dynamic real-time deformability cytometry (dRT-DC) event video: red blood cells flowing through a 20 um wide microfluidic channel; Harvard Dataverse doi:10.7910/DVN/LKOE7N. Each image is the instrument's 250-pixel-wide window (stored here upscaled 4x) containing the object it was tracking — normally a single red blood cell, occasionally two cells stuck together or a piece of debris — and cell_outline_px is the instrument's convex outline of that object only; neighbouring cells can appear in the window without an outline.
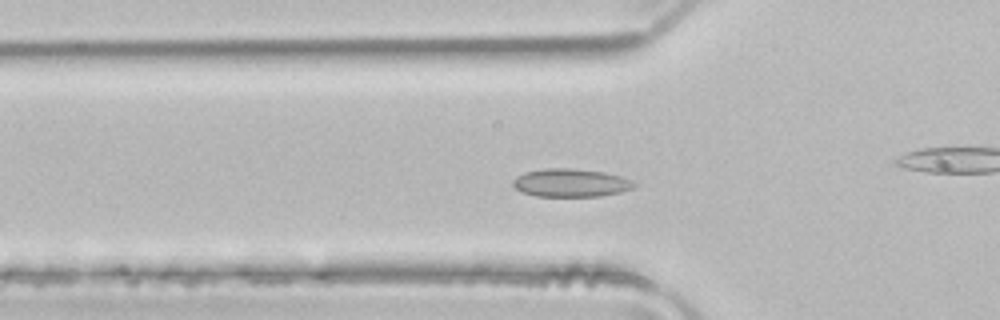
{"species": "common noctule bat (a hibernating species)", "species_latin": "Nyctalus noctula", "temperature_condition": "room temperature", "stored_images_in_passage": 49, "camera_frame_rate_fps": 3000, "um_per_image_px": 0.085, "animal": {"sex": "male", "body_mass_g": 21.5, "forearm_length_mm": 52.0}, "frame": {"image": 1, "passage_image": 14, "time_ms": 4.333, "image_size_px": [1000, 320], "cell_outline_px": [[636, 184], [632, 188], [620, 192], [600, 196], [536, 196], [520, 192], [512, 184], [512, 180], [516, 176], [524, 172], [548, 168], [572, 168], [604, 172], [620, 176], [632, 180]], "centroid_in_image_um": [48.48, 15.54], "position_along_channel_um": 77.3, "area_um2": 19.88}}
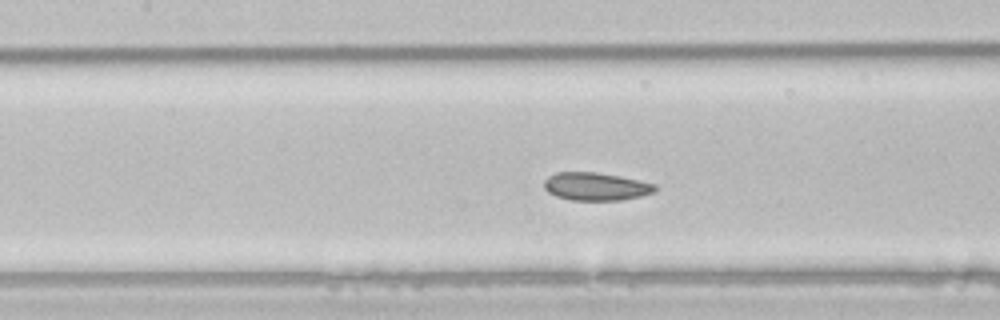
{"frame": {"image": 2, "passage_image": 20, "time_ms": 6.333, "image_size_px": [1000, 320], "cell_outline_px": [[656, 192], [640, 196], [620, 200], [572, 200], [556, 196], [548, 192], [544, 188], [544, 180], [548, 176], [556, 172], [596, 172], [620, 176], [640, 180], [656, 184]], "centroid_in_image_um": [50.65, 15.84], "position_along_channel_um": 156.7, "area_um2": 18.15}}
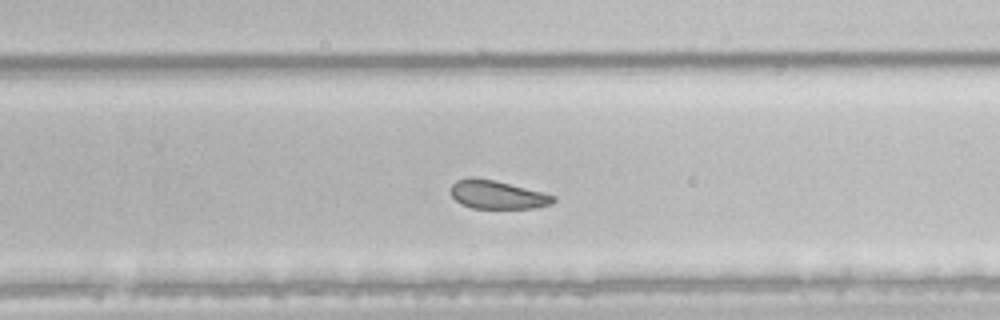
{"frame": {"image": 3, "passage_image": 30, "time_ms": 9.667, "image_size_px": [1000, 320], "cell_outline_px": [[556, 200], [552, 204], [532, 208], [472, 208], [460, 204], [452, 196], [452, 184], [456, 180], [472, 176], [492, 180], [556, 196]], "centroid_in_image_um": [42.24, 16.55], "position_along_channel_um": 287.6, "area_um2": 16.7}, "authors_computed_cell_mechanics": {"area_um2": 19.8832, "velocity_mm_per_s": 3.9389, "shape_relaxation_time_tau1_ms": 4.2792, "shape_relaxation_time_tau2_ms": 3.1038, "deformation_change_tau1": 0.0885, "deformation_change_tau2": 0.0714}}